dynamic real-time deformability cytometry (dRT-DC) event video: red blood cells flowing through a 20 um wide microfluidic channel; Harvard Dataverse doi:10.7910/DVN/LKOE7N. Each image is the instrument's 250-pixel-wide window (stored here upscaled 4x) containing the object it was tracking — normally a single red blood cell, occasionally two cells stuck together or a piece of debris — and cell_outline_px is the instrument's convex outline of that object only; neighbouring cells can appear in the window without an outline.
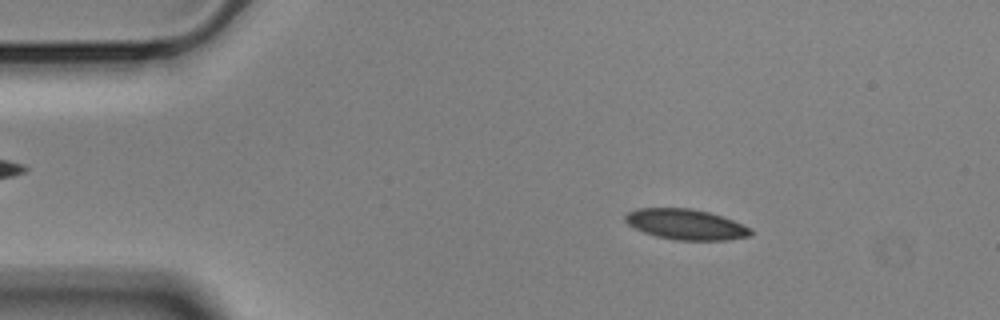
{"species": "Egyptian fruit bat (a non-hibernating species)", "species_latin": "Rousettus aegyptiacus", "temperature_condition": "cold", "stored_images_in_passage": 55, "camera_frame_rate_fps": 3000, "um_per_image_px": 0.085, "animal": {"sex": "male"}, "frame": {"image": 1, "passage_image": 8, "time_ms": 2.333, "image_size_px": [1000, 320], "cell_outline_px": [[752, 236], [728, 240], [676, 240], [656, 236], [644, 232], [628, 224], [624, 220], [624, 216], [628, 212], [636, 208], [692, 208], [708, 212], [732, 220], [752, 228]], "centroid_in_image_um": [58.3, 19.07], "position_along_channel_um": 26.7, "area_um2": 22.31}}
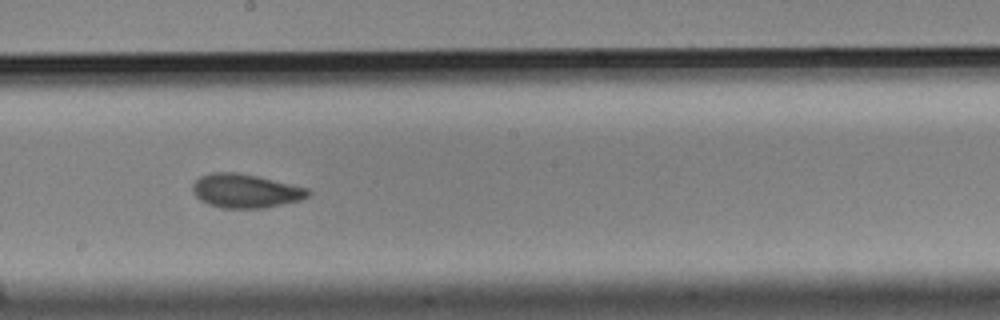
{"frame": {"image": 2, "passage_image": 30, "time_ms": 9.667, "image_size_px": [1000, 320], "cell_outline_px": [[312, 192], [308, 196], [300, 200], [264, 208], [220, 208], [208, 204], [200, 200], [192, 192], [192, 184], [200, 176], [212, 172], [236, 172], [256, 176], [308, 188]], "centroid_in_image_um": [20.84, 16.23], "position_along_channel_um": 227.4, "area_um2": 22.77}}
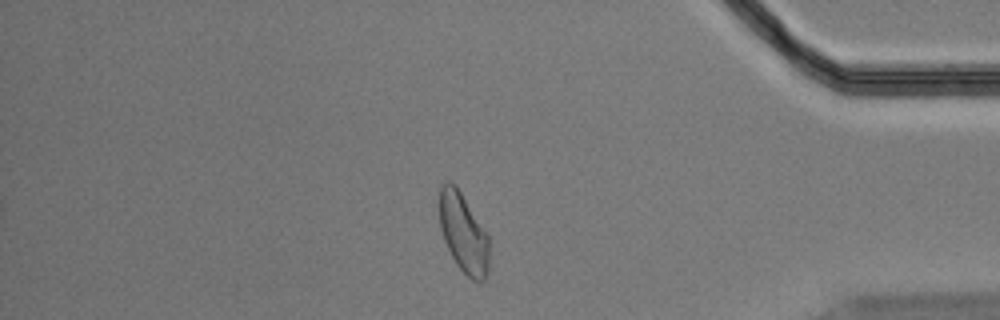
{"frame": {"image": 3, "passage_image": 47, "time_ms": 15.333, "image_size_px": [1000, 320], "cell_outline_px": [[488, 272], [484, 280], [472, 280], [456, 264], [444, 240], [440, 228], [440, 188], [448, 180], [460, 192], [488, 236]], "centroid_in_image_um": [39.38, 19.85], "position_along_channel_um": 395.8, "area_um2": 22.25}, "authors_computed_cell_mechanics": {"area_um2": 22.5998, "velocity_mm_per_s": 3.5302, "shape_relaxation_time_tau1_ms": 7.5668, "shape_relaxation_time_tau2_ms": 2.1599, "deformation_change_tau1": 0.1479, "deformation_change_tau2": 0.0692}}